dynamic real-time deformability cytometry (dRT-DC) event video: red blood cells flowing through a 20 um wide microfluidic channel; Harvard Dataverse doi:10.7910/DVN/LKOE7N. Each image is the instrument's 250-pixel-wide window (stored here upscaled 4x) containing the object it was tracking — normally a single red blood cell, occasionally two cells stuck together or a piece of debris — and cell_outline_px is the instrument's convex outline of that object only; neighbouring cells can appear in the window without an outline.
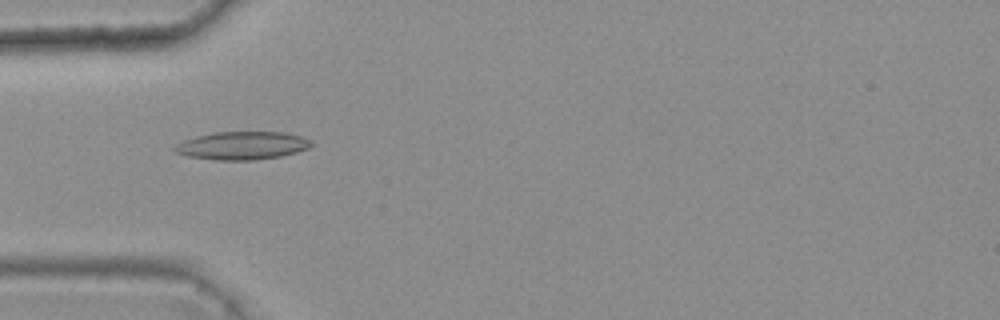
{"species": "common noctule bat (a hibernating species)", "species_latin": "Nyctalus noctula", "temperature_condition": "warm", "stored_images_in_passage": 6, "camera_frame_rate_fps": 3000, "um_per_image_px": 0.085, "animal": {"sex": "female", "body_mass_g": 25.1}, "frame": {"image": 1, "passage_image": 5, "time_ms": 1.333, "image_size_px": [1000, 320], "cell_outline_px": [[312, 144], [308, 148], [296, 152], [280, 156], [252, 160], [212, 160], [188, 156], [176, 152], [172, 148], [176, 144], [184, 140], [196, 136], [216, 132], [284, 132], [300, 136], [312, 140]], "centroid_in_image_um": [20.57, 12.37], "position_along_channel_um": 64.4, "area_um2": 22.25}}
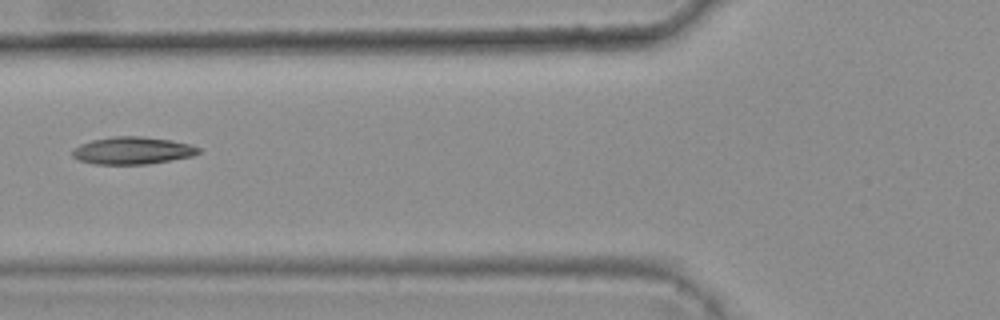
{"frame": {"image": 2, "passage_image": 6, "time_ms": 1.667, "image_size_px": [1000, 320], "cell_outline_px": [[200, 152], [192, 156], [148, 164], [96, 164], [80, 160], [72, 156], [72, 148], [80, 144], [92, 140], [112, 136], [140, 136], [172, 140], [188, 144], [200, 148]], "centroid_in_image_um": [11.24, 12.79], "position_along_channel_um": 114.6, "area_um2": 20.06}}